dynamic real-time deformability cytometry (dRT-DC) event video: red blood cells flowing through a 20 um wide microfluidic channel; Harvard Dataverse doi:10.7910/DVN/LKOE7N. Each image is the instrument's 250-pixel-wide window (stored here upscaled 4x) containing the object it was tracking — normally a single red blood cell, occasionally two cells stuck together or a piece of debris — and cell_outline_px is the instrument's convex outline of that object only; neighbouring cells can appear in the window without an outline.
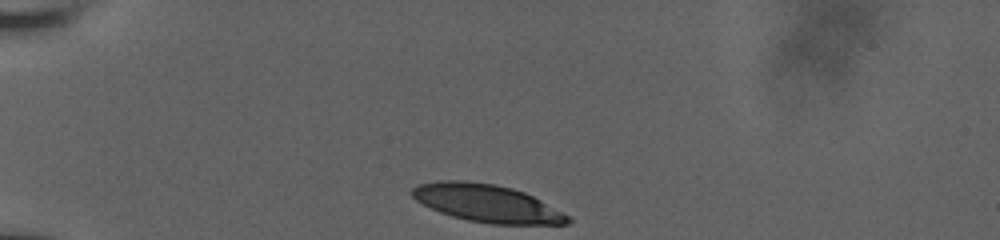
{"species": "human", "species_latin": "Homo sapiens", "temperature_condition": "room temperature", "stored_images_in_passage": 40, "camera_frame_rate_fps": 3000, "um_per_image_px": 0.085, "donor": {"sex": "male"}, "frame": {"image": 1, "passage_image": 1, "time_ms": 0.0, "image_size_px": [1000, 240], "cell_outline_px": [[572, 220], [568, 224], [492, 224], [468, 220], [452, 216], [440, 212], [416, 200], [412, 196], [412, 188], [420, 184], [440, 180], [460, 180], [492, 184], [512, 188], [524, 192], [540, 200], [568, 216]], "centroid_in_image_um": [41.38, 17.28], "position_along_channel_um": 43.6, "area_um2": 33.58}}
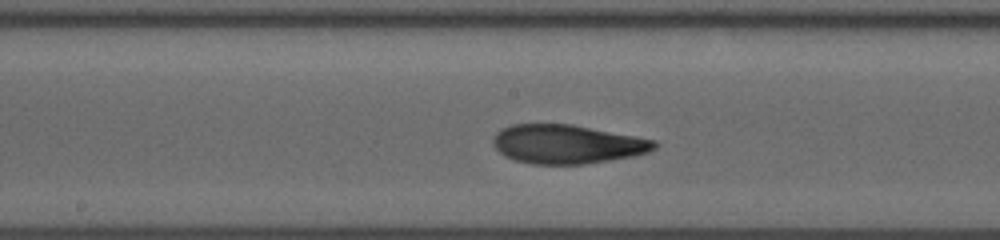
{"frame": {"image": 2, "passage_image": 24, "time_ms": 5.333, "image_size_px": [1000, 240], "cell_outline_px": [[660, 144], [656, 148], [648, 152], [636, 156], [584, 164], [532, 164], [516, 160], [504, 156], [492, 144], [492, 136], [500, 128], [512, 124], [572, 124], [636, 136], [656, 140]], "centroid_in_image_um": [48.21, 12.25], "position_along_channel_um": 200.0, "area_um2": 36.93}}
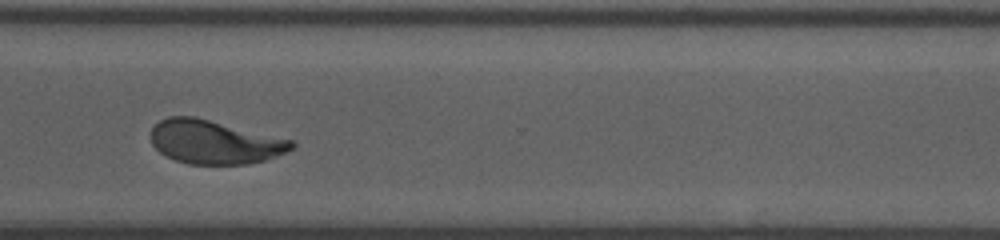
{"frame": {"image": 3, "passage_image": 39, "time_ms": 9.333, "image_size_px": [1000, 240], "cell_outline_px": [[296, 144], [292, 148], [276, 156], [264, 160], [248, 164], [188, 164], [176, 160], [160, 152], [152, 144], [152, 128], [160, 120], [168, 116], [192, 116], [292, 140]], "centroid_in_image_um": [18.21, 12.08], "position_along_channel_um": 352.4, "area_um2": 35.26}}